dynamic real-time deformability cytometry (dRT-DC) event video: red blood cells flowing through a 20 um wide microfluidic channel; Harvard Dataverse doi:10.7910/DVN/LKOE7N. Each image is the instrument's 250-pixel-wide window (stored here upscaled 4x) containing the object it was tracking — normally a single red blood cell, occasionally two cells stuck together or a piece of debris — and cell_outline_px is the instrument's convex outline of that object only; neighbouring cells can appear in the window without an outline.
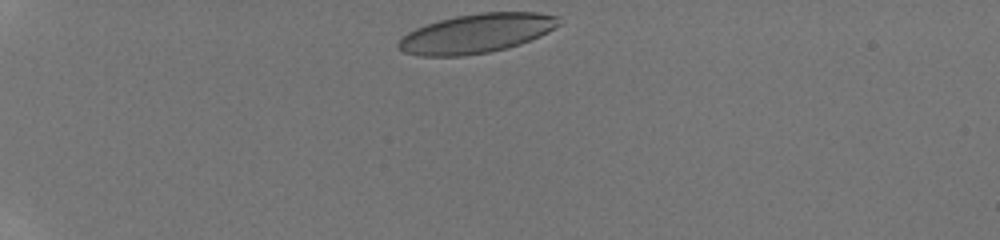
{"species": "human", "species_latin": "Homo sapiens", "temperature_condition": "room temperature", "stored_images_in_passage": 34, "camera_frame_rate_fps": 3000, "um_per_image_px": 0.085, "donor": {"sex": "male"}, "frame": {"image": 1, "passage_image": 1, "time_ms": 0.0, "image_size_px": [1000, 240], "cell_outline_px": [[560, 24], [548, 32], [540, 36], [520, 44], [508, 48], [488, 52], [464, 56], [420, 56], [404, 52], [396, 48], [396, 44], [408, 32], [416, 28], [440, 20], [456, 16], [480, 12], [536, 12], [560, 16]], "centroid_in_image_um": [40.51, 2.84], "position_along_channel_um": 44.5, "area_um2": 36.7}}
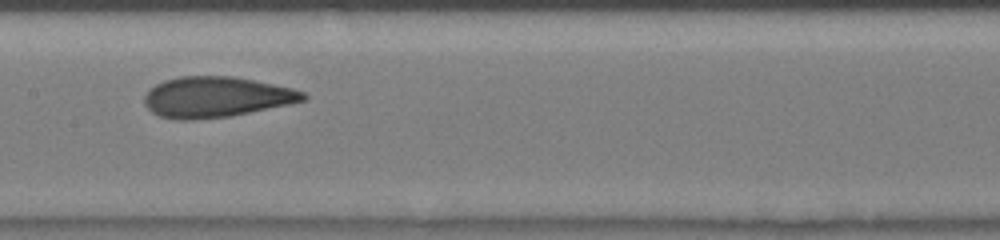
{"frame": {"image": 2, "passage_image": 16, "time_ms": 5.0, "image_size_px": [1000, 240], "cell_outline_px": [[308, 96], [304, 100], [288, 104], [232, 116], [192, 120], [176, 120], [160, 116], [152, 112], [144, 104], [144, 96], [156, 84], [164, 80], [180, 76], [232, 76], [292, 88], [304, 92]], "centroid_in_image_um": [18.35, 8.25], "position_along_channel_um": 189.1, "area_um2": 37.4}}
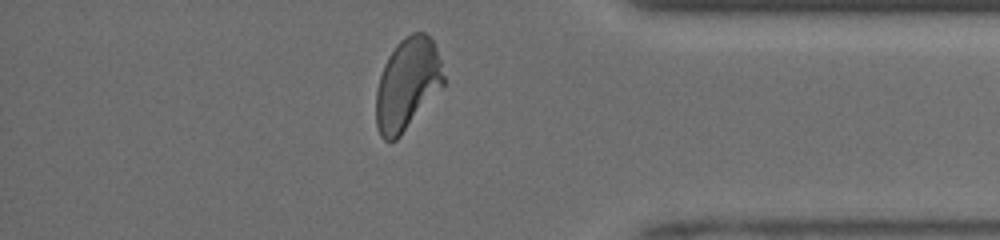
{"frame": {"image": 3, "passage_image": 32, "time_ms": 10.333, "image_size_px": [1000, 240], "cell_outline_px": [[444, 84], [400, 136], [396, 140], [384, 140], [380, 136], [376, 124], [376, 88], [384, 64], [388, 56], [396, 44], [400, 40], [412, 32], [424, 32], [432, 40], [436, 48], [440, 60], [444, 76]], "centroid_in_image_um": [34.6, 7.14], "position_along_channel_um": 400.6, "area_um2": 35.84}, "authors_computed_cell_mechanics": {"area_um2": 36.992, "velocity_mm_per_s": 4.1983, "shape_relaxation_time_tau1_ms": 5.3952, "shape_relaxation_time_tau2_ms": 1.053, "deformation_change_tau1": 0.1876, "deformation_change_tau2": 0.0697}}